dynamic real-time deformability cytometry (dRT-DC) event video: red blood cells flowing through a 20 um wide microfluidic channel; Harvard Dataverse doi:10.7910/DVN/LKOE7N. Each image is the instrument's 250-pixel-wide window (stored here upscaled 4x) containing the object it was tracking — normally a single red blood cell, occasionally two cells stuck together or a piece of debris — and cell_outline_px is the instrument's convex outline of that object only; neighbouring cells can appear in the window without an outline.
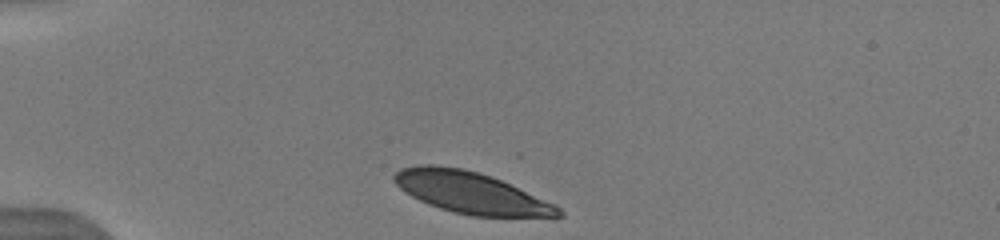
{"species": "human", "species_latin": "Homo sapiens", "temperature_condition": "warm", "stored_images_in_passage": 10, "camera_frame_rate_fps": 3000, "um_per_image_px": 0.085, "donor": {"sex": "male"}, "frame": {"image": 1, "passage_image": 1, "time_ms": 0.0, "image_size_px": [1000, 240], "cell_outline_px": [[564, 216], [472, 216], [452, 212], [428, 204], [412, 196], [400, 188], [392, 180], [392, 176], [400, 168], [420, 164], [432, 164], [464, 168], [500, 180], [556, 204], [564, 212]], "centroid_in_image_um": [39.99, 16.37], "position_along_channel_um": 45.0, "area_um2": 39.48}}